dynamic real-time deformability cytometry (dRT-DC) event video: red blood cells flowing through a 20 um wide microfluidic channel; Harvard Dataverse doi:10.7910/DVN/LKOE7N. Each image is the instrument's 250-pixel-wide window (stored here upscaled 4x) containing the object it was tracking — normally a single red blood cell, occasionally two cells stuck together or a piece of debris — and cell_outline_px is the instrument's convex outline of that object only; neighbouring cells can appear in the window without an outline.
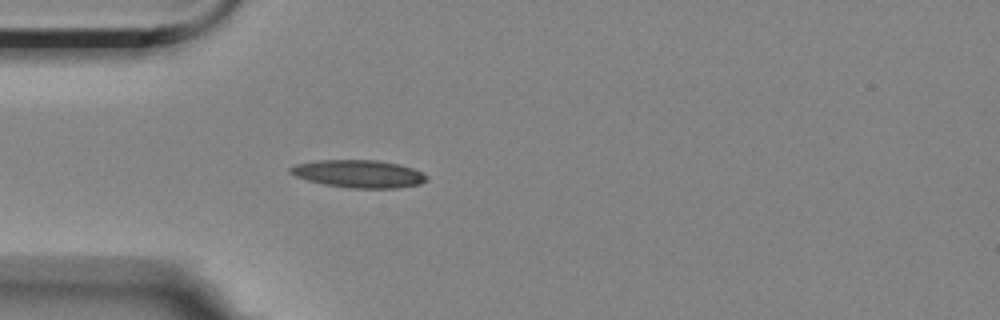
{"species": "Egyptian fruit bat (a non-hibernating species)", "species_latin": "Rousettus aegyptiacus", "temperature_condition": "room temperature", "stored_images_in_passage": 3, "camera_frame_rate_fps": 3000, "um_per_image_px": 0.085, "animal": {"sex": "female"}, "frame": {"image": 1, "passage_image": 3, "time_ms": 2.667, "image_size_px": [1000, 320], "cell_outline_px": [[428, 180], [420, 184], [396, 188], [352, 188], [324, 184], [308, 180], [296, 176], [288, 172], [288, 168], [296, 164], [316, 160], [380, 160], [400, 164], [412, 168], [428, 176]], "centroid_in_image_um": [30.49, 14.76], "position_along_channel_um": 54.5, "area_um2": 22.02}}